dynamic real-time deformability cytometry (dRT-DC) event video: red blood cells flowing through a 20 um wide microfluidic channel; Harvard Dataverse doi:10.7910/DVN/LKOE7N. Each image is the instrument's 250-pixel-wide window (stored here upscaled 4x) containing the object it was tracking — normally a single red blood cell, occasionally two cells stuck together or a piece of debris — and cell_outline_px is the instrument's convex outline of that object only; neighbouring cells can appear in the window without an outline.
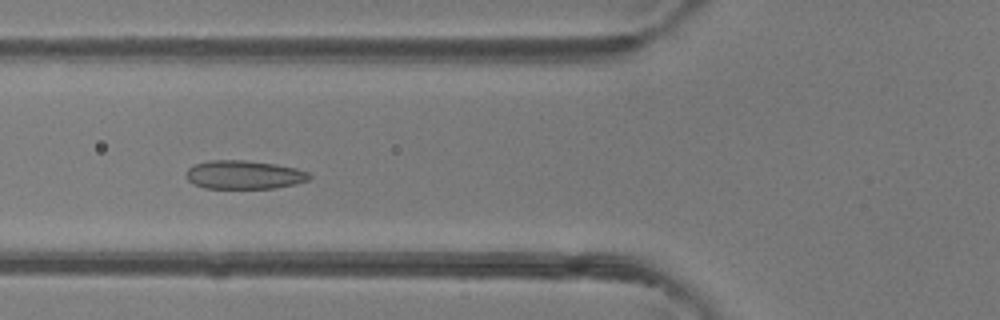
{"species": "common noctule bat (a hibernating species)", "species_latin": "Nyctalus noctula", "temperature_condition": "room temperature", "stored_images_in_passage": 48, "camera_frame_rate_fps": 3000, "um_per_image_px": 0.085, "animal": {"sex": "female"}, "frame": {"image": 1, "passage_image": 18, "time_ms": 5.667, "image_size_px": [1000, 320], "cell_outline_px": [[312, 176], [308, 180], [296, 184], [276, 188], [204, 188], [192, 184], [188, 180], [184, 172], [192, 164], [208, 160], [244, 160], [276, 164], [296, 168], [308, 172]], "centroid_in_image_um": [20.7, 14.85], "position_along_channel_um": 105.1, "area_um2": 20.81}}
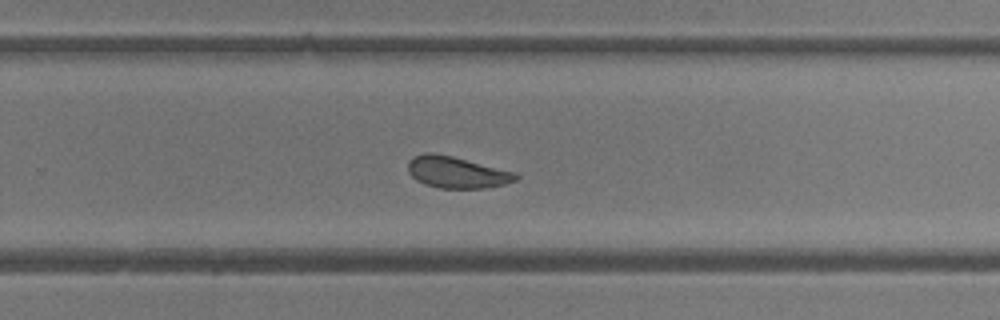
{"frame": {"image": 2, "passage_image": 31, "time_ms": 10.0, "image_size_px": [1000, 320], "cell_outline_px": [[520, 176], [516, 180], [504, 184], [488, 188], [440, 188], [424, 184], [416, 180], [408, 172], [408, 160], [412, 156], [428, 152], [432, 152], [452, 156], [516, 172]], "centroid_in_image_um": [38.81, 14.64], "position_along_channel_um": 291.0, "area_um2": 19.94}}
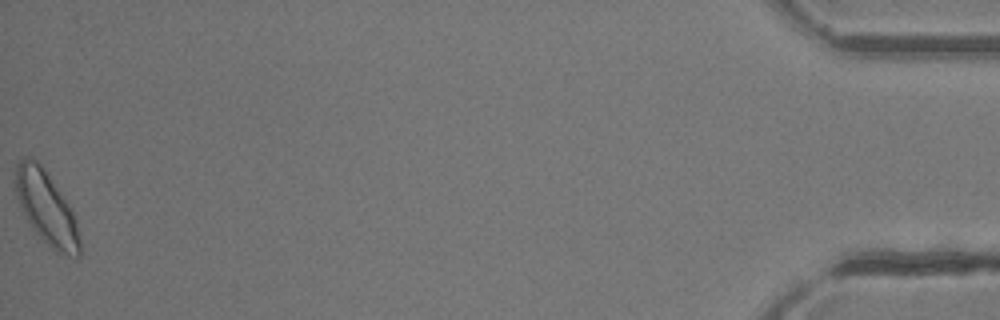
{"frame": {"image": 3, "passage_image": 48, "time_ms": 15.667, "image_size_px": [1000, 320], "cell_outline_px": [[80, 256], [76, 260], [56, 252], [32, 228], [24, 216], [20, 208], [16, 196], [12, 180], [16, 160], [24, 156], [32, 156], [44, 168], [72, 212], [76, 220], [80, 240]], "centroid_in_image_um": [3.88, 17.64], "position_along_channel_um": 431.3, "area_um2": 27.86}, "authors_computed_cell_mechanics": {"area_um2": 21.386, "velocity_mm_per_s": 4.3014, "shape_relaxation_time_tau1_ms": 9.0222, "shape_relaxation_time_tau2_ms": 2.7257, "deformation_change_tau1": 0.1572, "deformation_change_tau2": 0.0778}}